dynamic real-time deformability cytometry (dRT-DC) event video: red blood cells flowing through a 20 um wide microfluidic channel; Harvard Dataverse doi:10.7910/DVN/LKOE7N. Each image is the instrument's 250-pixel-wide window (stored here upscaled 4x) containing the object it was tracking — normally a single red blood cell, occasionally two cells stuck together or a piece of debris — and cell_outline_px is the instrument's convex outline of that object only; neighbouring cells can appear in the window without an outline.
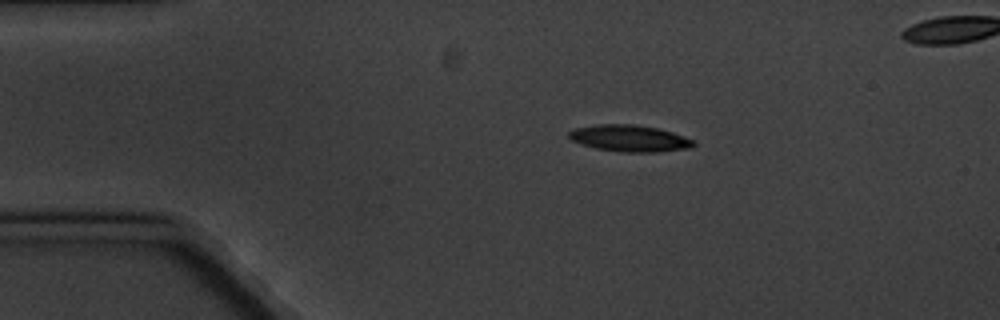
{"species": "common noctule bat (a hibernating species)", "species_latin": "Nyctalus noctula", "temperature_condition": "cold", "stored_images_in_passage": 3, "segment_of_instrument_passage": [1, 2], "camera_frame_rate_fps": 3000, "um_per_image_px": 0.085, "animal": {"sex": "male", "body_mass_g": 20.1, "forearm_length_mm": 53.5}, "frame": {"image": 1, "passage_image": 1, "time_ms": 0.0, "image_size_px": [1000, 320], "cell_outline_px": [[696, 144], [692, 148], [656, 152], [620, 152], [596, 148], [572, 140], [568, 136], [568, 132], [572, 128], [596, 124], [632, 124], [656, 128], [672, 132], [696, 140]], "centroid_in_image_um": [53.54, 11.75], "position_along_channel_um": 31.5, "area_um2": 19.42}}